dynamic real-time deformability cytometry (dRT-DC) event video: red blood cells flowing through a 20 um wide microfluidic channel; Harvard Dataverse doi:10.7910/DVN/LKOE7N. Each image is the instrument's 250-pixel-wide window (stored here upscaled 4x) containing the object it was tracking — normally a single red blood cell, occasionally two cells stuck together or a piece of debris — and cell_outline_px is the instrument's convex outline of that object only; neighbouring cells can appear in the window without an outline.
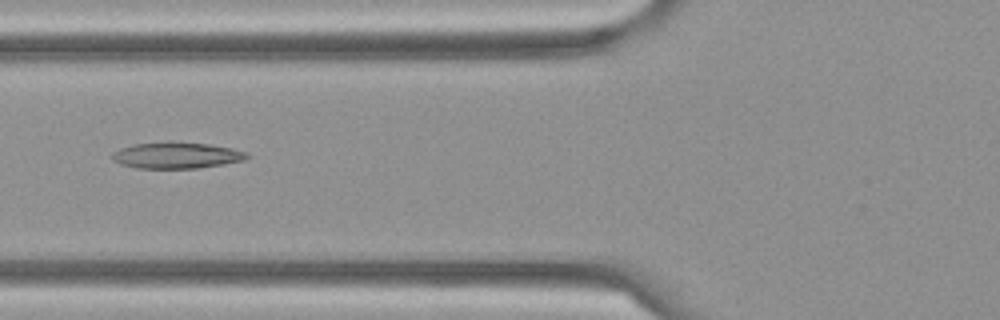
{"species": "Egyptian fruit bat (a non-hibernating species)", "species_latin": "Rousettus aegyptiacus", "temperature_condition": "cold", "stored_images_in_passage": 8, "camera_frame_rate_fps": 3000, "um_per_image_px": 0.085, "frame": {"image": 1, "passage_image": 7, "time_ms": 2.0, "image_size_px": [1000, 320], "cell_outline_px": [[252, 156], [244, 160], [224, 164], [200, 168], [136, 168], [120, 164], [112, 160], [112, 152], [120, 148], [136, 144], [208, 144], [232, 148], [248, 152]], "centroid_in_image_um": [15.05, 13.24], "position_along_channel_um": 110.8, "area_um2": 20.0}}
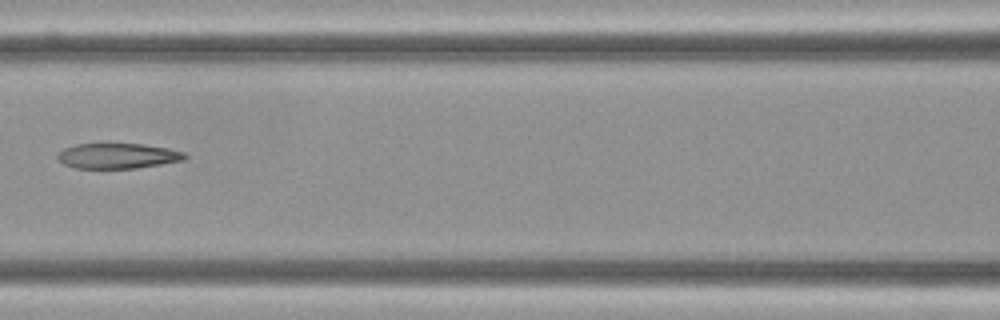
{"frame": {"image": 2, "passage_image": 8, "time_ms": 2.333, "image_size_px": [1000, 320], "cell_outline_px": [[188, 156], [184, 160], [136, 168], [76, 168], [64, 164], [56, 156], [64, 148], [76, 144], [108, 140], [144, 144], [168, 148], [184, 152]], "centroid_in_image_um": [9.99, 13.19], "position_along_channel_um": 156.6, "area_um2": 19.59}}